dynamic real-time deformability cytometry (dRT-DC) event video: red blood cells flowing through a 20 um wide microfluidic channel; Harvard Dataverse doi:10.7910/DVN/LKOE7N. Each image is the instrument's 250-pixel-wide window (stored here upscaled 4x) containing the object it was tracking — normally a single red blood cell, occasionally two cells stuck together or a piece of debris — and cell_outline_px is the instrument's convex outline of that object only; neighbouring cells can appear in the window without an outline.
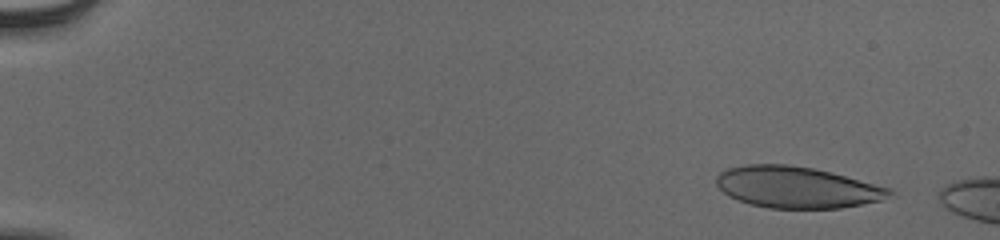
{"species": "human", "species_latin": "Homo sapiens", "temperature_condition": "cold", "stored_images_in_passage": 56, "camera_frame_rate_fps": 3000, "um_per_image_px": 0.085, "donor": {"sex": "male"}, "frame": {"image": 1, "passage_image": 5, "time_ms": 1.333, "image_size_px": [1000, 240], "cell_outline_px": [[896, 196], [880, 200], [840, 208], [768, 208], [752, 204], [728, 196], [716, 184], [716, 176], [720, 172], [728, 168], [748, 164], [788, 164], [812, 168], [832, 172], [892, 188], [896, 192]], "centroid_in_image_um": [67.79, 15.91], "position_along_channel_um": 17.2, "area_um2": 41.91}}
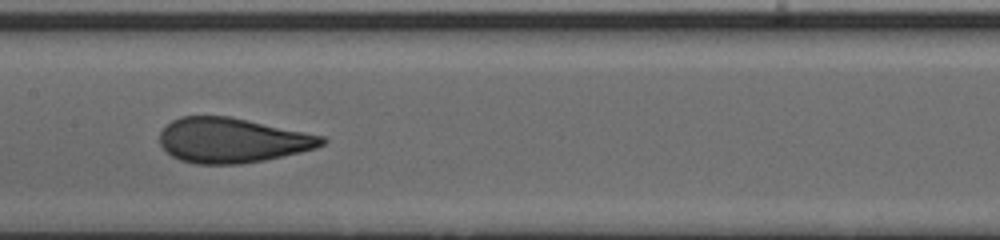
{"frame": {"image": 2, "passage_image": 30, "time_ms": 9.667, "image_size_px": [1000, 240], "cell_outline_px": [[328, 140], [324, 144], [316, 148], [300, 152], [264, 160], [240, 164], [196, 164], [180, 160], [172, 156], [160, 144], [160, 132], [172, 120], [180, 116], [228, 116], [324, 136]], "centroid_in_image_um": [19.73, 11.93], "position_along_channel_um": 187.7, "area_um2": 42.19}}
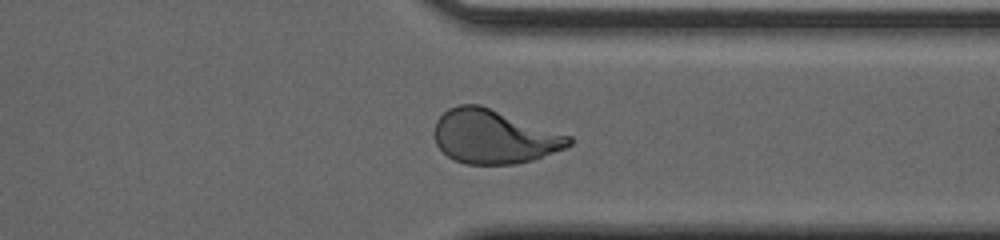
{"frame": {"image": 3, "passage_image": 44, "time_ms": 14.333, "image_size_px": [1000, 240], "cell_outline_px": [[572, 144], [564, 148], [532, 160], [516, 164], [464, 164], [452, 160], [436, 144], [432, 132], [436, 120], [448, 108], [460, 104], [480, 104], [572, 136]], "centroid_in_image_um": [41.95, 11.61], "position_along_channel_um": 369.4, "area_um2": 42.48}}